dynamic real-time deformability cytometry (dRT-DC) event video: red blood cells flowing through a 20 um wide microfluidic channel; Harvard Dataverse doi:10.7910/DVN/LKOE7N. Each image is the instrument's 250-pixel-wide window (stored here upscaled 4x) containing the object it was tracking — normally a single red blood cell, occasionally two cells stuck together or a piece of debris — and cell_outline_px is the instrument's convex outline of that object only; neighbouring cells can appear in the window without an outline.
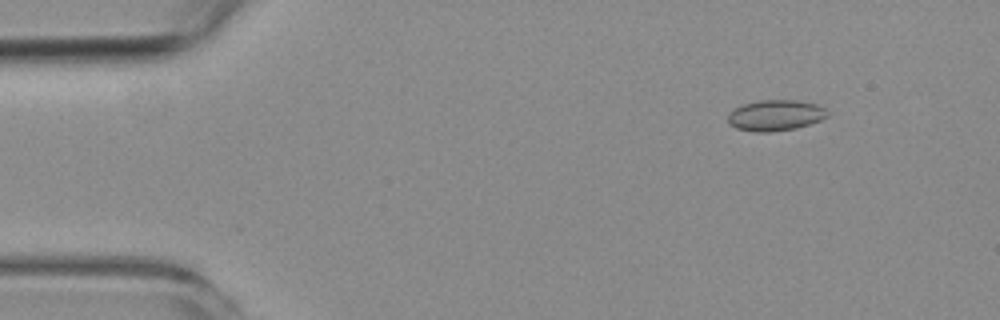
{"species": "common noctule bat (a hibernating species)", "species_latin": "Nyctalus noctula", "temperature_condition": "room temperature", "stored_images_in_passage": 5, "camera_frame_rate_fps": 3000, "um_per_image_px": 0.085, "animal": {"sex": "female", "body_mass_g": 19.3, "forearm_length_mm": 54.1}, "frame": {"image": 1, "passage_image": 2, "time_ms": 1.0, "image_size_px": [1000, 320], "cell_outline_px": [[828, 116], [820, 120], [796, 128], [768, 132], [756, 132], [736, 128], [728, 124], [728, 116], [736, 108], [744, 104], [760, 100], [800, 100], [820, 104], [828, 112]], "centroid_in_image_um": [65.95, 9.79], "position_along_channel_um": 19.1, "area_um2": 17.86}}